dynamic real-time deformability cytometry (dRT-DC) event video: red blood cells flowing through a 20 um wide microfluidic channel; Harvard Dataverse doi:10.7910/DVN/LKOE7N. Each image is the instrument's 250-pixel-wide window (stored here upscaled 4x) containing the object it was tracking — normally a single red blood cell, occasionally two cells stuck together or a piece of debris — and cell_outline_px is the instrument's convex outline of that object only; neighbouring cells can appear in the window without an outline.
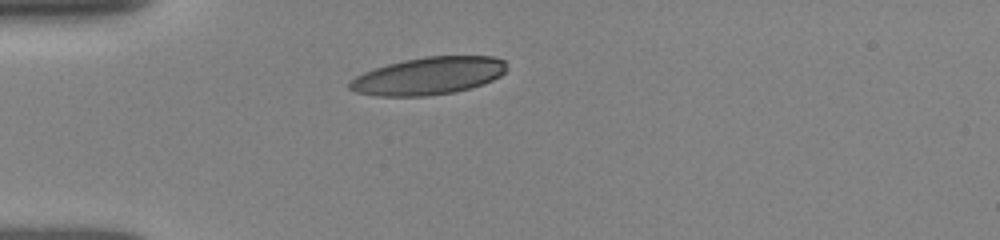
{"species": "human", "species_latin": "Homo sapiens", "temperature_condition": "room temperature", "stored_images_in_passage": 39, "camera_frame_rate_fps": 3000, "um_per_image_px": 0.085, "donor": {"sex": "female"}, "frame": {"image": 1, "passage_image": 1, "time_ms": 0.0, "image_size_px": [1000, 240], "cell_outline_px": [[504, 72], [500, 76], [484, 84], [456, 92], [424, 96], [380, 96], [356, 92], [348, 88], [348, 84], [356, 76], [364, 72], [388, 64], [404, 60], [424, 56], [492, 56], [504, 60]], "centroid_in_image_um": [36.42, 6.45], "position_along_channel_um": 48.6, "area_um2": 34.16}}
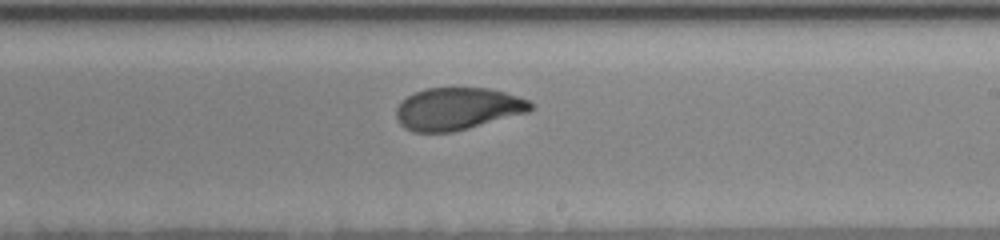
{"frame": {"image": 2, "passage_image": 18, "time_ms": 5.667, "image_size_px": [1000, 240], "cell_outline_px": [[532, 108], [528, 112], [468, 128], [452, 132], [412, 132], [404, 128], [400, 124], [396, 116], [396, 108], [408, 96], [424, 88], [488, 88], [504, 92], [528, 100], [532, 104]], "centroid_in_image_um": [38.86, 9.25], "position_along_channel_um": 250.1, "area_um2": 32.83}}
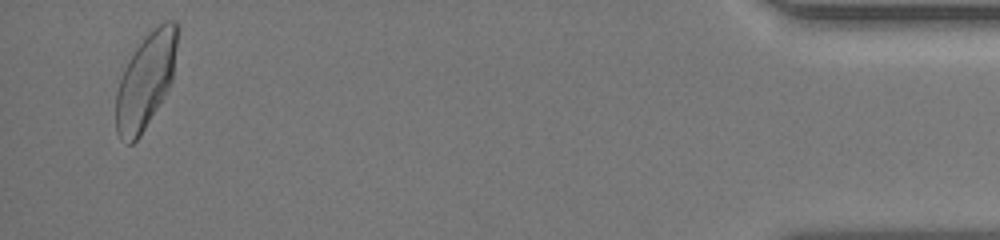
{"frame": {"image": 3, "passage_image": 37, "time_ms": 12.0, "image_size_px": [1000, 240], "cell_outline_px": [[180, 28], [172, 80], [168, 88], [140, 136], [132, 144], [128, 144], [120, 140], [116, 132], [116, 92], [124, 68], [128, 60], [144, 36], [164, 20], [176, 20]], "centroid_in_image_um": [12.4, 6.81], "position_along_channel_um": 422.8, "area_um2": 34.1}, "authors_computed_cell_mechanics": {"area_um2": 33.6974, "velocity_mm_per_s": 3.8844, "shape_relaxation_time_tau1_ms": 3.7666, "shape_relaxation_time_tau2_ms": 1.3492, "deformation_change_tau1": 0.1614, "deformation_change_tau2": 0.0663}}